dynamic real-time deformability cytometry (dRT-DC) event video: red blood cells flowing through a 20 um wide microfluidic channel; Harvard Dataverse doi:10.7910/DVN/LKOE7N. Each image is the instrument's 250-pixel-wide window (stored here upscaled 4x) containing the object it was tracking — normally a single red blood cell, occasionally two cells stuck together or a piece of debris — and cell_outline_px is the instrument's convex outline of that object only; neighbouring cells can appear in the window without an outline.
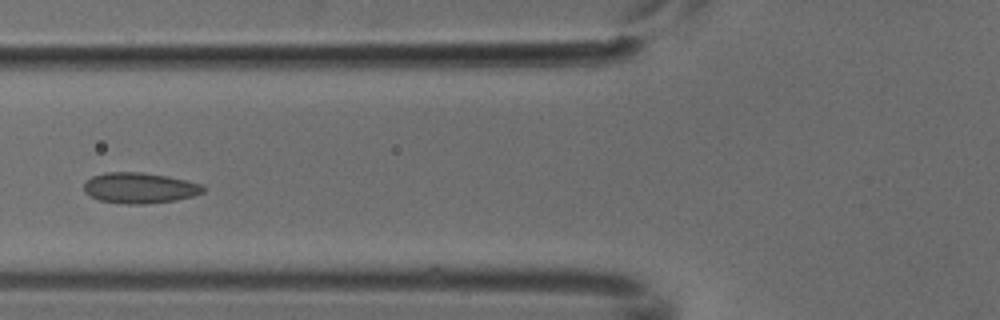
{"species": "common noctule bat (a hibernating species)", "species_latin": "Nyctalus noctula", "temperature_condition": "cold", "stored_images_in_passage": 5, "camera_frame_rate_fps": 3000, "um_per_image_px": 0.085, "animal": {"sex": "male", "body_mass_g": 18.8}, "frame": {"image": 1, "passage_image": 5, "time_ms": 1.333, "image_size_px": [1000, 320], "cell_outline_px": [[204, 192], [192, 196], [176, 200], [144, 204], [128, 204], [100, 200], [84, 192], [84, 184], [92, 176], [104, 172], [140, 172], [168, 176], [204, 184]], "centroid_in_image_um": [11.89, 15.96], "position_along_channel_um": 113.9, "area_um2": 21.27}}